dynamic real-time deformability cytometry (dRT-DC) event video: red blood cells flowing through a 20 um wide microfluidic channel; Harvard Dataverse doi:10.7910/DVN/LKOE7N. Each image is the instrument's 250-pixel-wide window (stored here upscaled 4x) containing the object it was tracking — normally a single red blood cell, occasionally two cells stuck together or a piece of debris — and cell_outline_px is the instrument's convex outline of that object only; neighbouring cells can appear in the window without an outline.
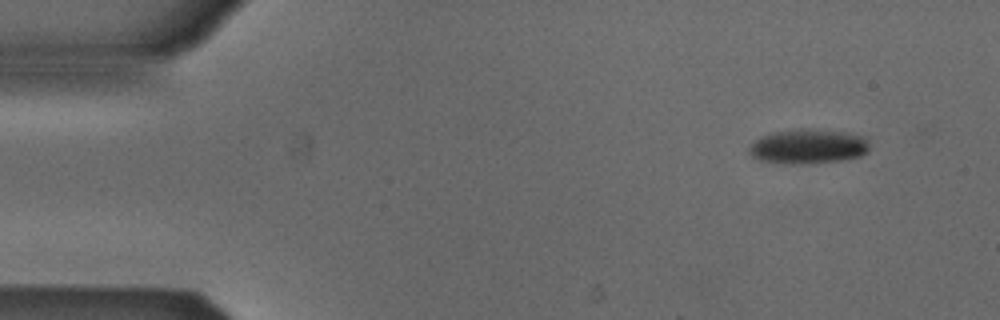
{"species": "Egyptian fruit bat (a non-hibernating species)", "species_latin": "Rousettus aegyptiacus", "temperature_condition": "cold", "stored_images_in_passage": 3, "camera_frame_rate_fps": 3000, "um_per_image_px": 0.085, "animal": {"sex": "male"}, "frame": {"image": 1, "passage_image": 1, "time_ms": 0.0, "image_size_px": [1000, 320], "cell_outline_px": [[868, 152], [860, 156], [840, 160], [796, 164], [784, 164], [760, 160], [752, 156], [748, 152], [748, 148], [756, 140], [764, 136], [776, 132], [800, 128], [844, 132], [864, 136], [868, 144]], "centroid_in_image_um": [68.69, 12.45], "position_along_channel_um": 16.3, "area_um2": 23.93}}